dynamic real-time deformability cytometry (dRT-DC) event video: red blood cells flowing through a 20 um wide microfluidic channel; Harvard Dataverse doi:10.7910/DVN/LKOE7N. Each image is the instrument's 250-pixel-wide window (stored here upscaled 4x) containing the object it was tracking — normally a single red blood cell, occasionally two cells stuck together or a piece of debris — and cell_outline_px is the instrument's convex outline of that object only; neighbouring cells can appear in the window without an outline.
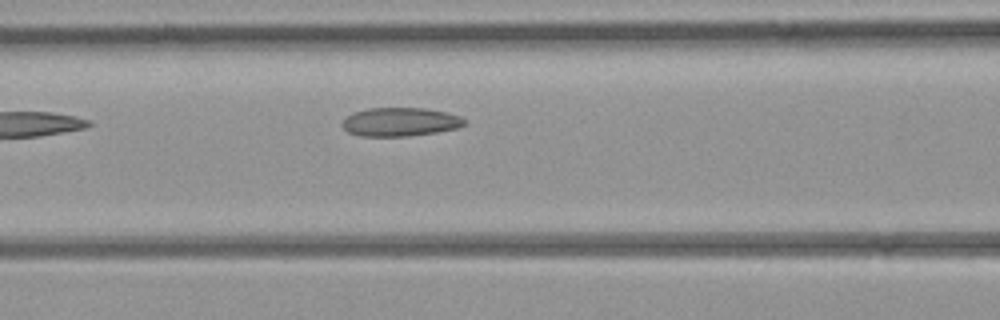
{"species": "common noctule bat (a hibernating species)", "species_latin": "Nyctalus noctula", "temperature_condition": "room temperature", "stored_images_in_passage": 3, "camera_frame_rate_fps": 3000, "um_per_image_px": 0.085, "animal": {"sex": "female", "body_mass_g": 21.9}, "frame": {"image": 1, "passage_image": 3, "time_ms": 2.333, "image_size_px": [1000, 320], "cell_outline_px": [[468, 120], [464, 124], [456, 128], [436, 132], [408, 136], [360, 136], [348, 132], [344, 128], [344, 120], [352, 112], [368, 108], [424, 108], [448, 112], [460, 116]], "centroid_in_image_um": [34.04, 10.35], "position_along_channel_um": 132.6, "area_um2": 20.35}}